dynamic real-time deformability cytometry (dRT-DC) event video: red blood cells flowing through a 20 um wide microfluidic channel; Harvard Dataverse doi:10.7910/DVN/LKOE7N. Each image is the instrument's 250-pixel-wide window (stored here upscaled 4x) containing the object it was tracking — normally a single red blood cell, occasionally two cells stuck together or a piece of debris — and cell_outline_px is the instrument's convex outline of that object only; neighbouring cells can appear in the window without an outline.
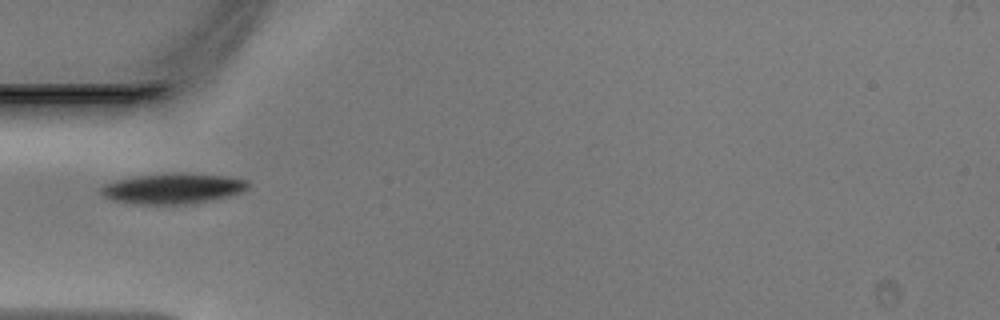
{"species": "Egyptian fruit bat (a non-hibernating species)", "species_latin": "Rousettus aegyptiacus", "temperature_condition": "warm", "stored_images_in_passage": 13, "camera_frame_rate_fps": 3000, "um_per_image_px": 0.085, "animal": {"sex": "male"}, "frame": {"image": 1, "passage_image": 1, "time_ms": 0.0, "image_size_px": [1000, 320], "cell_outline_px": [[248, 188], [244, 192], [212, 200], [192, 204], [136, 204], [112, 200], [104, 196], [100, 192], [100, 188], [104, 184], [116, 180], [140, 176], [172, 172], [176, 172], [224, 176], [248, 180]], "centroid_in_image_um": [14.71, 16.03], "position_along_channel_um": 70.3, "area_um2": 26.18}}
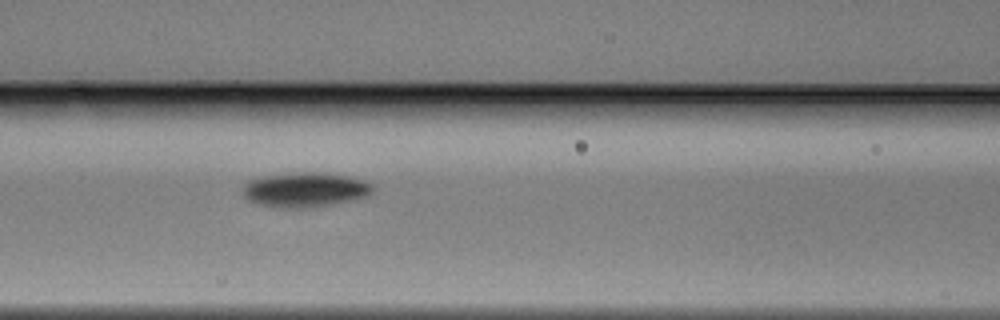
{"frame": {"image": 2, "passage_image": 6, "time_ms": 1.667, "image_size_px": [1000, 320], "cell_outline_px": [[372, 192], [368, 196], [332, 204], [260, 204], [248, 200], [244, 196], [244, 184], [248, 180], [264, 176], [300, 172], [320, 172], [348, 176], [364, 180], [372, 184]], "centroid_in_image_um": [25.98, 16.05], "position_along_channel_um": 140.6, "area_um2": 24.74}}